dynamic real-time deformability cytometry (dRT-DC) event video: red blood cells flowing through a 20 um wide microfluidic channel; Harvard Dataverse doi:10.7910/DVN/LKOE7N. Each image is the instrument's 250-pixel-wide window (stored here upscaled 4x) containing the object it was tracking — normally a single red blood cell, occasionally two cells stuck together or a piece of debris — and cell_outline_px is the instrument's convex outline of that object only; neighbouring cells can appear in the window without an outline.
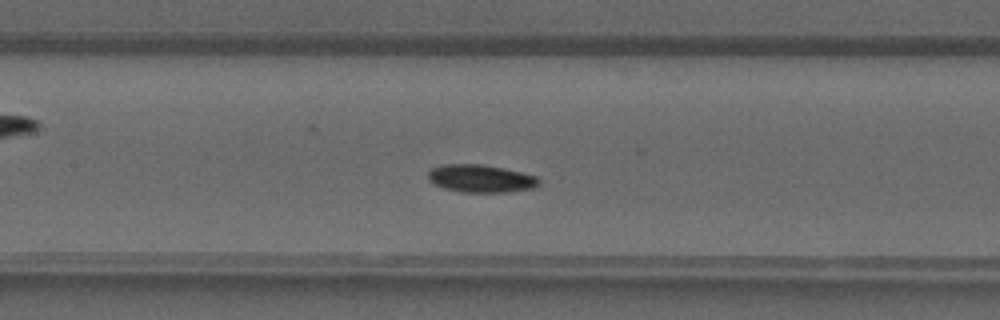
{"species": "common noctule bat (a hibernating species)", "species_latin": "Nyctalus noctula", "temperature_condition": "warm", "stored_images_in_passage": 37, "camera_frame_rate_fps": 3000, "um_per_image_px": 0.085, "animal": {"sex": "male", "forearm_length_mm": 52.5}, "frame": {"image": 1, "passage_image": 14, "time_ms": 4.333, "image_size_px": [1000, 320], "cell_outline_px": [[540, 184], [532, 188], [508, 192], [460, 192], [444, 188], [432, 184], [428, 180], [428, 172], [432, 168], [440, 164], [480, 164], [520, 172], [536, 176], [540, 180]], "centroid_in_image_um": [40.81, 15.18], "position_along_channel_um": 166.6, "area_um2": 17.92}}
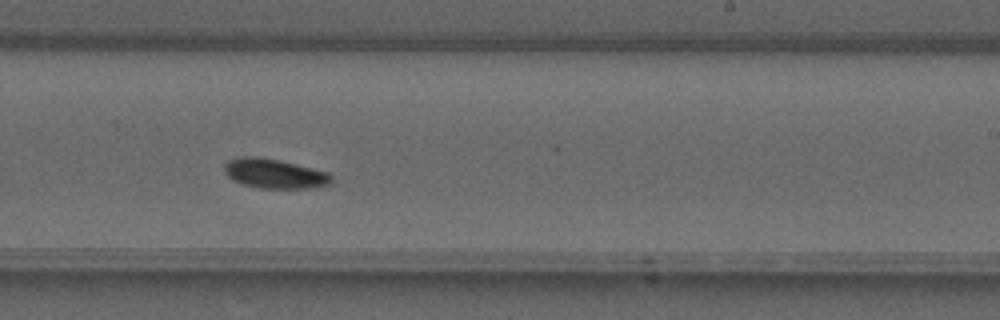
{"frame": {"image": 2, "passage_image": 20, "time_ms": 6.333, "image_size_px": [1000, 320], "cell_outline_px": [[332, 184], [312, 188], [260, 188], [244, 184], [232, 180], [224, 172], [224, 164], [228, 160], [240, 156], [256, 156], [280, 160], [328, 172], [332, 176]], "centroid_in_image_um": [23.33, 14.75], "position_along_channel_um": 265.7, "area_um2": 18.55}}
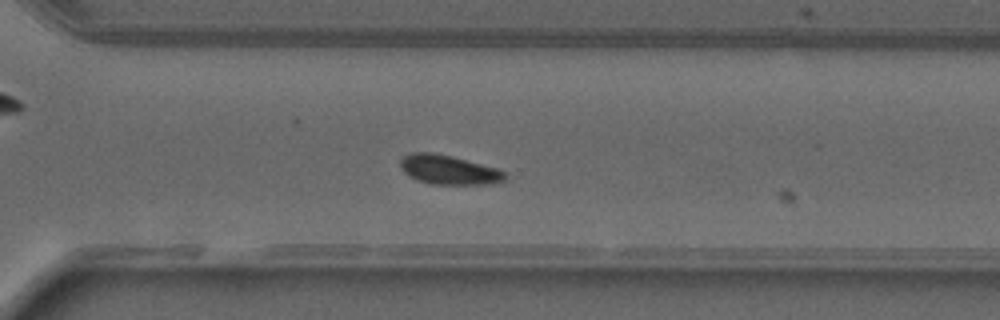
{"frame": {"image": 3, "passage_image": 24, "time_ms": 7.667, "image_size_px": [1000, 320], "cell_outline_px": [[508, 176], [504, 180], [496, 184], [432, 184], [416, 180], [408, 176], [400, 168], [400, 156], [412, 152], [432, 152], [452, 156], [496, 168], [504, 172]], "centroid_in_image_um": [38.1, 14.43], "position_along_channel_um": 332.5, "area_um2": 18.09}}